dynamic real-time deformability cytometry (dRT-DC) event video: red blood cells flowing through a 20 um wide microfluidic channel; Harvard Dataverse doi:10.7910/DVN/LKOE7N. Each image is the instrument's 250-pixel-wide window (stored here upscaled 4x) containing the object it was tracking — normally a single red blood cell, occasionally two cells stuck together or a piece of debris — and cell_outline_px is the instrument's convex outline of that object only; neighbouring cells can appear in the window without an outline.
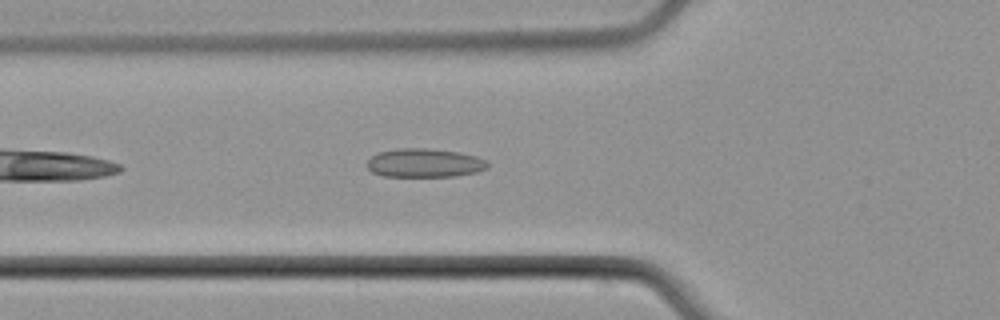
{"species": "common noctule bat (a hibernating species)", "species_latin": "Nyctalus noctula", "temperature_condition": "cold", "stored_images_in_passage": 41, "camera_frame_rate_fps": 3000, "um_per_image_px": 0.085, "animal": {"sex": "male", "body_mass_g": 21.5, "forearm_length_mm": 52.0}, "frame": {"image": 1, "passage_image": 6, "time_ms": 1.667, "image_size_px": [1000, 320], "cell_outline_px": [[488, 168], [476, 172], [456, 176], [384, 176], [372, 172], [364, 164], [376, 152], [400, 148], [428, 148], [460, 152], [476, 156], [484, 160], [488, 164]], "centroid_in_image_um": [36.05, 13.84], "position_along_channel_um": 89.8, "area_um2": 20.29}}
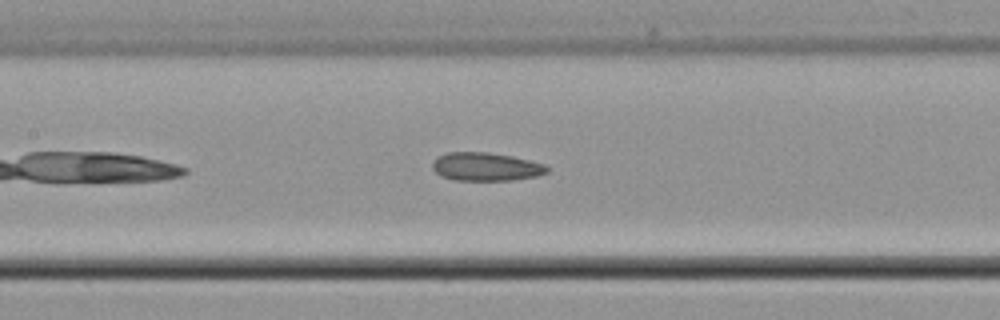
{"frame": {"image": 2, "passage_image": 12, "time_ms": 3.667, "image_size_px": [1000, 320], "cell_outline_px": [[548, 172], [536, 176], [512, 180], [452, 180], [440, 176], [432, 168], [432, 160], [436, 156], [448, 152], [488, 152], [512, 156], [544, 164], [548, 168]], "centroid_in_image_um": [41.24, 14.17], "position_along_channel_um": 166.2, "area_um2": 19.02}}
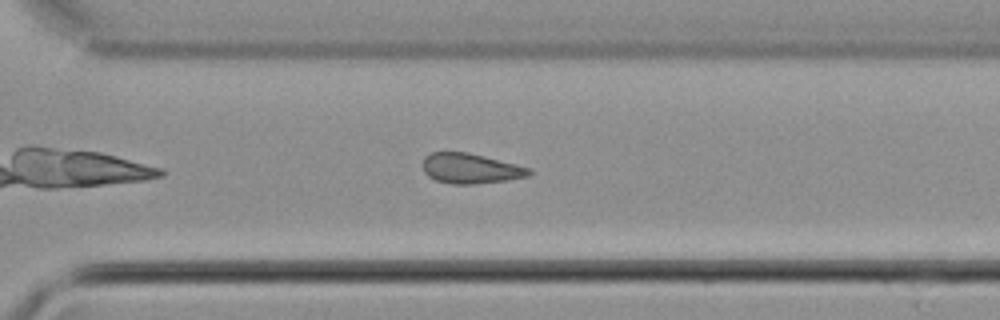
{"frame": {"image": 3, "passage_image": 25, "time_ms": 8.0, "image_size_px": [1000, 320], "cell_outline_px": [[532, 172], [528, 176], [504, 180], [472, 184], [452, 184], [436, 180], [428, 176], [424, 172], [420, 164], [424, 156], [432, 152], [468, 152], [532, 168]], "centroid_in_image_um": [39.94, 14.31], "position_along_channel_um": 330.7, "area_um2": 18.73}, "authors_computed_cell_mechanics": {"area_um2": 18.9006, "velocity_mm_per_s": 3.799, "shape_relaxation_time_tau1_ms": null, "shape_relaxation_time_tau2_ms": 4.0088, "deformation_change_tau1": null, "deformation_change_tau2": 0.1049}}